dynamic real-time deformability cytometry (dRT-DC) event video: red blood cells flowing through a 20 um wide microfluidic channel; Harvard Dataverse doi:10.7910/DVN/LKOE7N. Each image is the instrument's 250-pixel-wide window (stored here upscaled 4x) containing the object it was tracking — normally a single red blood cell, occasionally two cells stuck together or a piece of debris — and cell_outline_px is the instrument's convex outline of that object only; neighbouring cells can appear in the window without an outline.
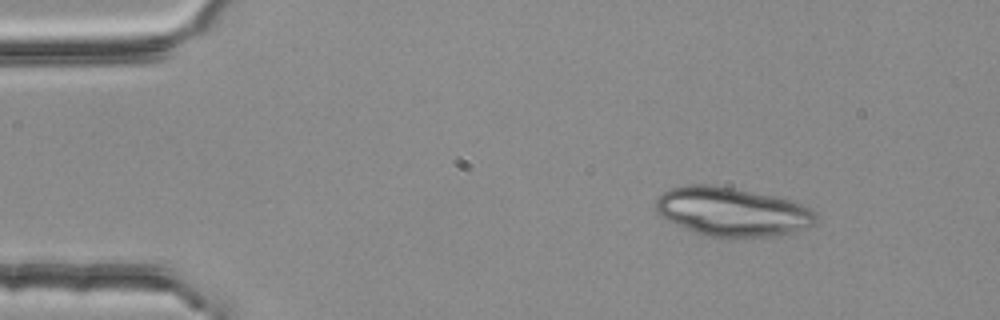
{"species": "common noctule bat (a hibernating species)", "species_latin": "Nyctalus noctula", "temperature_condition": "room temperature", "stored_images_in_passage": 2, "camera_frame_rate_fps": 3000, "um_per_image_px": 0.085, "animal": {"sex": "female", "body_mass_g": 25.1}, "frame": {"image": 1, "passage_image": 1, "time_ms": 0.0, "image_size_px": [1000, 320], "cell_outline_px": [[816, 224], [792, 232], [768, 236], [708, 236], [696, 232], [676, 224], [660, 216], [656, 212], [656, 200], [664, 192], [672, 188], [692, 184], [708, 184], [732, 188], [796, 200], [816, 212]], "centroid_in_image_um": [62.26, 17.98], "position_along_channel_um": 22.7, "area_um2": 45.08}}